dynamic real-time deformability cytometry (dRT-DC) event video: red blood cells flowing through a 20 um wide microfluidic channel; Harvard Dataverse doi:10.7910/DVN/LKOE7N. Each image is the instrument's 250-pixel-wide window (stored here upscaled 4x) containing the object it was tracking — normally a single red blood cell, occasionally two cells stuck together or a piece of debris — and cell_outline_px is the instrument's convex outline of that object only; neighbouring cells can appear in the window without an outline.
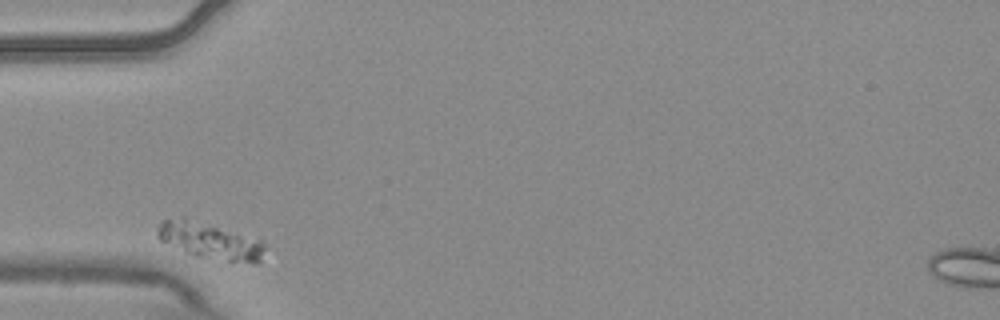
{"species": "common noctule bat (a hibernating species)", "species_latin": "Nyctalus noctula", "temperature_condition": "warm", "stored_images_in_passage": 2, "camera_frame_rate_fps": 3000, "um_per_image_px": 0.085, "animal": {"sex": "male", "body_mass_g": 20.4}, "frame": {"image": 1, "passage_image": 1, "time_ms": 0.0, "image_size_px": [1000, 320], "cell_outline_px": [[268, 252], [260, 260], [228, 260], [184, 252], [160, 240], [156, 232], [156, 224], [164, 220], [180, 216], [184, 216], [260, 236], [268, 248]], "centroid_in_image_um": [17.91, 20.37], "position_along_channel_um": 67.1, "area_um2": 23.41}}